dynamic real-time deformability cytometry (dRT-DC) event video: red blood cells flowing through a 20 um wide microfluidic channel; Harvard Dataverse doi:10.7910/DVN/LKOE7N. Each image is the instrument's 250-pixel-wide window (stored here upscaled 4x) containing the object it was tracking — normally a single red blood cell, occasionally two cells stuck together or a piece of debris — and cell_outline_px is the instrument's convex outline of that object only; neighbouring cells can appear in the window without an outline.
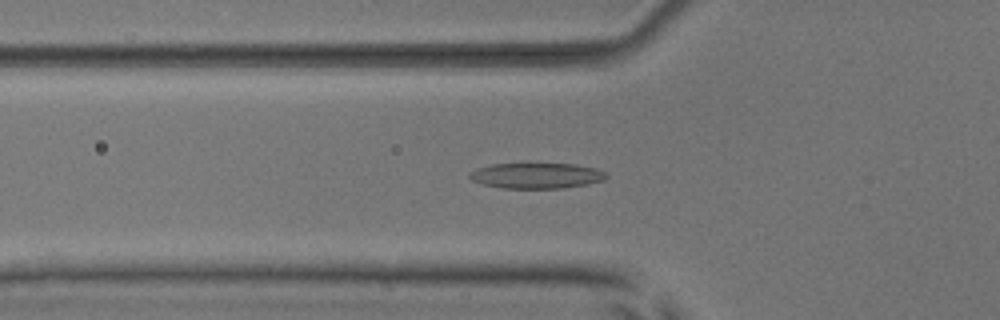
{"species": "common noctule bat (a hibernating species)", "species_latin": "Nyctalus noctula", "temperature_condition": "room temperature", "stored_images_in_passage": 37, "segment_of_instrument_passage": [1, 2], "camera_frame_rate_fps": 3000, "um_per_image_px": 0.085, "animal": {"sex": "male", "body_mass_g": 17.9, "forearm_length_mm": 54.2}, "frame": {"image": 1, "passage_image": 2, "time_ms": 0.333, "image_size_px": [1000, 320], "cell_outline_px": [[608, 176], [604, 180], [588, 184], [564, 188], [504, 188], [484, 184], [472, 180], [468, 176], [468, 172], [476, 168], [492, 164], [576, 164], [596, 168], [604, 172]], "centroid_in_image_um": [45.6, 14.93], "position_along_channel_um": 80.2, "area_um2": 20.35}}
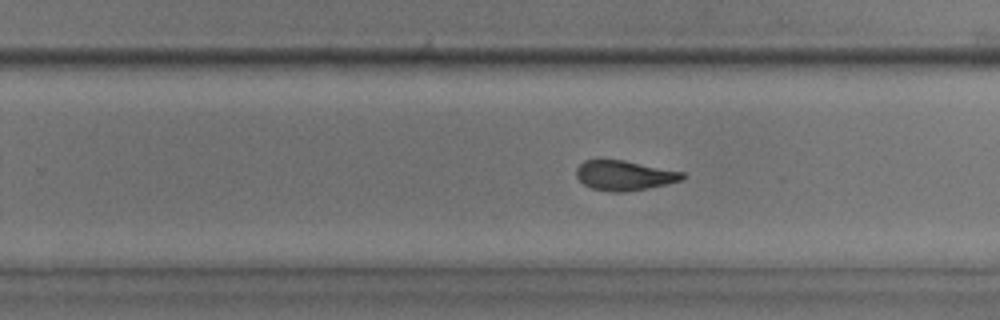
{"frame": {"image": 2, "passage_image": 17, "time_ms": 5.333, "image_size_px": [1000, 320], "cell_outline_px": [[688, 176], [684, 180], [668, 184], [624, 192], [612, 192], [592, 188], [584, 184], [576, 176], [576, 168], [584, 160], [624, 160], [684, 172]], "centroid_in_image_um": [53.11, 14.91], "position_along_channel_um": 276.7, "area_um2": 18.5}}
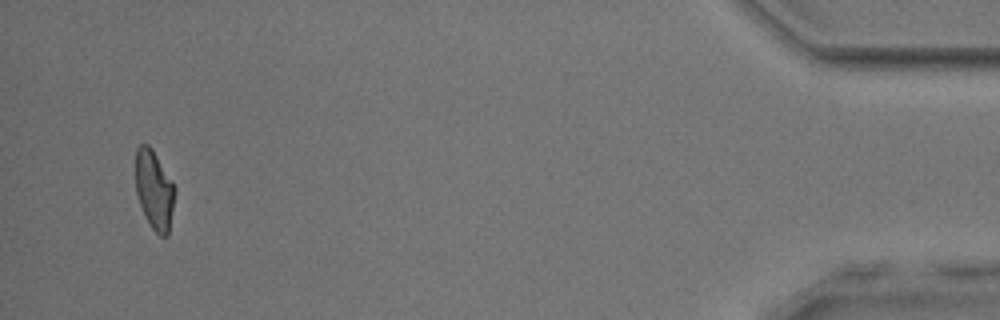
{"frame": {"image": 3, "passage_image": 34, "time_ms": 11.0, "image_size_px": [1000, 320], "cell_outline_px": [[176, 192], [168, 236], [160, 236], [152, 228], [140, 204], [136, 192], [136, 148], [140, 144], [148, 144], [152, 148], [172, 180], [176, 188]], "centroid_in_image_um": [13.13, 16.12], "position_along_channel_um": 422.1, "area_um2": 18.09}}